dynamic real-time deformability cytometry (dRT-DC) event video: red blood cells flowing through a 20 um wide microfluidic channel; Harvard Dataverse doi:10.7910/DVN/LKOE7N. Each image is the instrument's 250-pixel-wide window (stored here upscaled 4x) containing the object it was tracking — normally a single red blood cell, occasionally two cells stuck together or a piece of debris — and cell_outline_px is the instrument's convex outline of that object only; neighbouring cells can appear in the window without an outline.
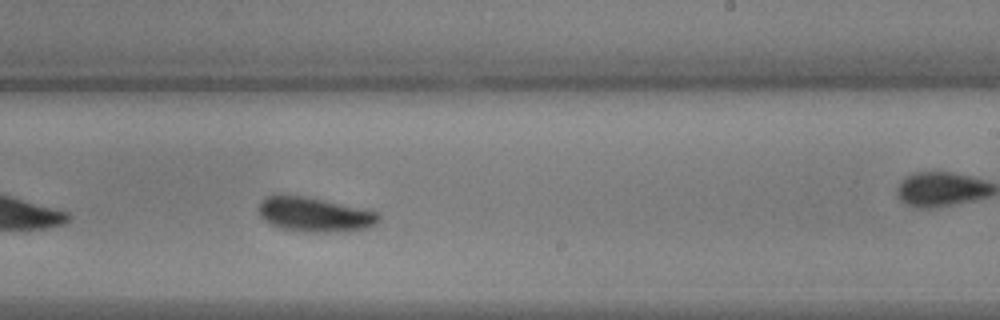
{"species": "common noctule bat (a hibernating species)", "species_latin": "Nyctalus noctula", "temperature_condition": "warm", "stored_images_in_passage": 40, "camera_frame_rate_fps": 3000, "um_per_image_px": 0.085, "animal": {"sex": "male", "body_mass_g": 17.9, "forearm_length_mm": 54.2}, "frame": {"image": 1, "passage_image": 18, "time_ms": 5.667, "image_size_px": [1000, 320], "cell_outline_px": [[380, 220], [376, 224], [368, 228], [348, 232], [312, 232], [284, 228], [272, 224], [264, 220], [260, 216], [256, 208], [260, 200], [268, 196], [280, 192], [304, 196], [364, 208], [380, 212]], "centroid_in_image_um": [26.74, 18.21], "position_along_channel_um": 262.3, "area_um2": 24.8}}
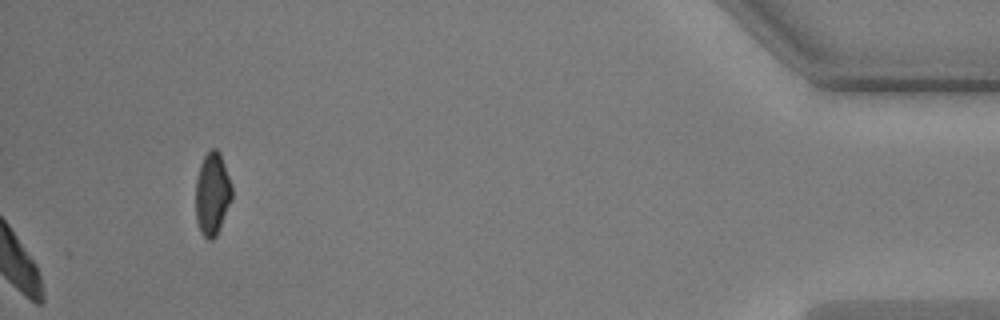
{"frame": {"image": 2, "passage_image": 40, "time_ms": 13.0, "image_size_px": [1000, 320], "cell_outline_px": [[232, 200], [216, 236], [212, 240], [208, 240], [200, 232], [196, 220], [196, 180], [200, 164], [204, 156], [212, 148], [216, 148], [220, 152], [232, 184]], "centroid_in_image_um": [18.05, 16.48], "position_along_channel_um": 417.1, "area_um2": 17.63}, "authors_computed_cell_mechanics": {"area_um2": 23.3801, "velocity_mm_per_s": 3.6867, "shape_relaxation_time_tau1_ms": 2.3968, "shape_relaxation_time_tau2_ms": 4.6457, "deformation_change_tau1": 0.1154, "deformation_change_tau2": 0.0929}}